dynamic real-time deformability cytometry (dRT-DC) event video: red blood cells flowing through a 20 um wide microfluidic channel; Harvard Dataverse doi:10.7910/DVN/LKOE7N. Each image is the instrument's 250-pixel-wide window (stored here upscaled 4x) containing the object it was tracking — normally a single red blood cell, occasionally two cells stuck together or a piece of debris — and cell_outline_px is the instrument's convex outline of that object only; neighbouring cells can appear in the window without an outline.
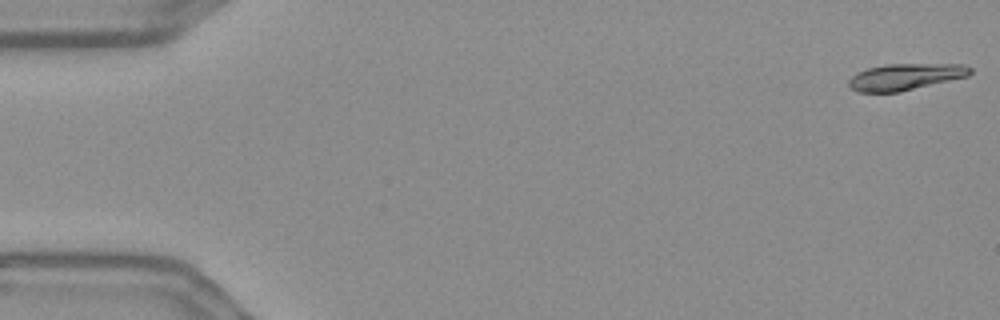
{"species": "Egyptian fruit bat (a non-hibernating species)", "species_latin": "Rousettus aegyptiacus", "temperature_condition": "warm", "stored_images_in_passage": 56, "camera_frame_rate_fps": 3000, "um_per_image_px": 0.085, "frame": {"image": 1, "passage_image": 1, "time_ms": 0.0, "image_size_px": [1000, 320], "cell_outline_px": [[972, 72], [968, 76], [900, 92], [860, 92], [852, 88], [848, 84], [848, 80], [856, 72], [868, 68], [888, 64], [964, 64], [972, 68]], "centroid_in_image_um": [76.97, 6.52], "position_along_channel_um": 8.0, "area_um2": 18.73}}
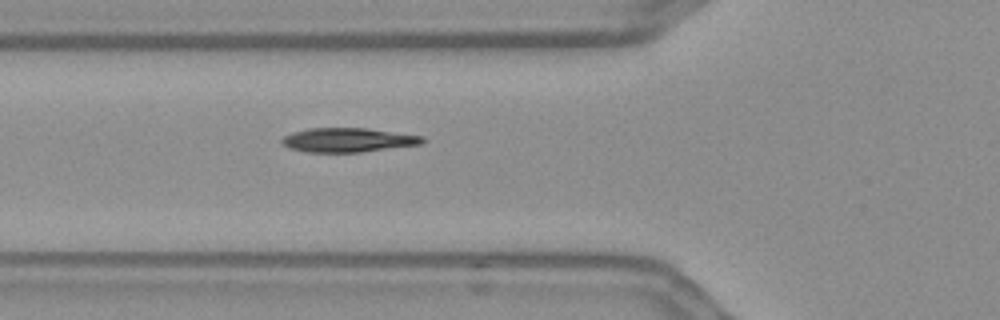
{"frame": {"image": 2, "passage_image": 20, "time_ms": 6.333, "image_size_px": [1000, 320], "cell_outline_px": [[428, 140], [420, 144], [360, 152], [308, 152], [288, 148], [280, 144], [280, 140], [284, 136], [292, 132], [308, 128], [368, 128], [424, 136]], "centroid_in_image_um": [29.55, 11.89], "position_along_channel_um": 96.2, "area_um2": 19.94}}
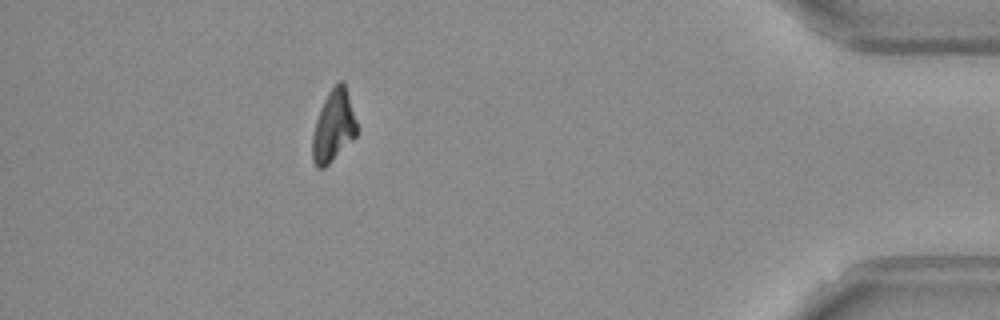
{"frame": {"image": 3, "passage_image": 50, "time_ms": 16.333, "image_size_px": [1000, 320], "cell_outline_px": [[356, 136], [324, 168], [316, 168], [312, 160], [312, 136], [316, 120], [320, 108], [328, 92], [340, 80], [344, 80], [356, 120]], "centroid_in_image_um": [28.33, 10.72], "position_along_channel_um": 406.9, "area_um2": 18.38}, "authors_computed_cell_mechanics": {"area_um2": 19.5075, "velocity_mm_per_s": 3.6226, "shape_relaxation_time_tau1_ms": 9.3399, "shape_relaxation_time_tau2_ms": null, "deformation_change_tau1": 0.2625, "deformation_change_tau2": null}}